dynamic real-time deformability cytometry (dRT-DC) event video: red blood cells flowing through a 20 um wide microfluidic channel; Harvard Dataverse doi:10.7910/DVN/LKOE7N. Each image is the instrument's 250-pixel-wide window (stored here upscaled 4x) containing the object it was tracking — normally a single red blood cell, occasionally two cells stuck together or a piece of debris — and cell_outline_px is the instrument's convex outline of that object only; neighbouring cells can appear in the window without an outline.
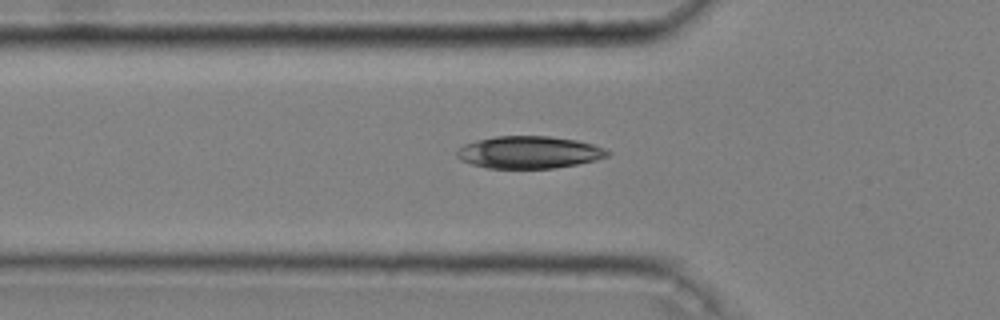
{"species": "common noctule bat (a hibernating species)", "species_latin": "Nyctalus noctula", "temperature_condition": "cold", "stored_images_in_passage": 43, "camera_frame_rate_fps": 3000, "um_per_image_px": 0.085, "animal": {"sex": "male", "body_mass_g": 20.4}, "frame": {"image": 1, "passage_image": 11, "time_ms": 3.333, "image_size_px": [1000, 320], "cell_outline_px": [[612, 152], [608, 156], [596, 160], [556, 168], [484, 168], [460, 160], [456, 156], [456, 148], [464, 144], [476, 140], [496, 136], [548, 136], [576, 140], [592, 144], [604, 148]], "centroid_in_image_um": [44.94, 12.94], "position_along_channel_um": 80.9, "area_um2": 28.5}}
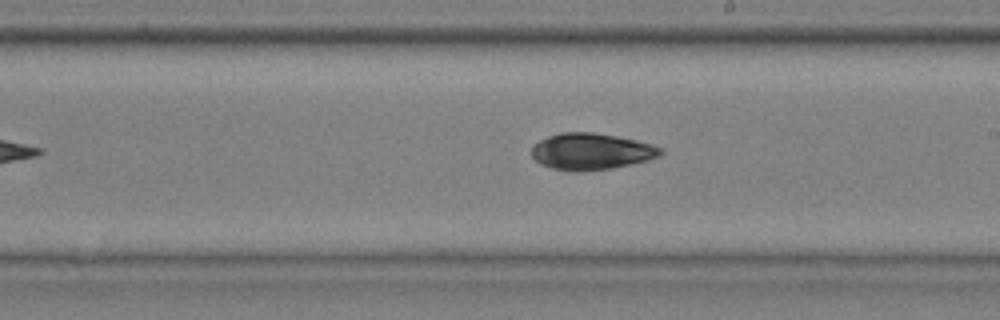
{"frame": {"image": 2, "passage_image": 24, "time_ms": 7.667, "image_size_px": [1000, 320], "cell_outline_px": [[664, 152], [660, 156], [648, 160], [612, 168], [576, 172], [552, 168], [540, 164], [532, 156], [532, 148], [540, 140], [548, 136], [560, 132], [592, 132], [616, 136], [636, 140], [652, 144], [664, 148]], "centroid_in_image_um": [50.28, 12.87], "position_along_channel_um": 238.7, "area_um2": 27.46}}
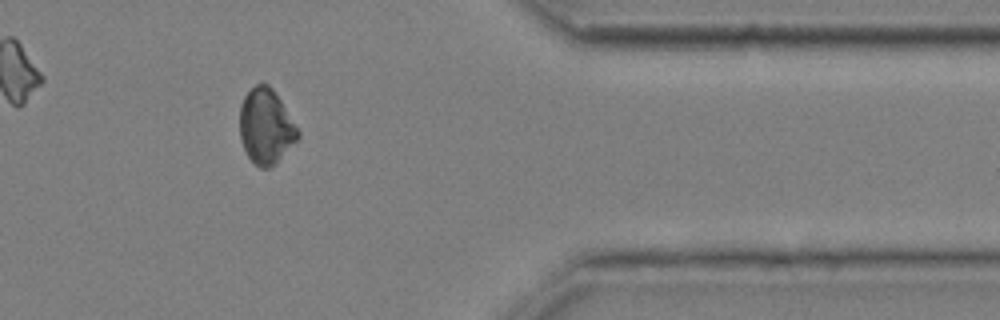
{"frame": {"image": 3, "passage_image": 38, "time_ms": 12.333, "image_size_px": [1000, 320], "cell_outline_px": [[300, 136], [276, 164], [272, 168], [260, 168], [244, 152], [240, 140], [240, 104], [244, 96], [256, 84], [268, 84], [272, 88], [280, 100], [300, 132]], "centroid_in_image_um": [22.59, 10.78], "position_along_channel_um": 388.8, "area_um2": 25.43}}